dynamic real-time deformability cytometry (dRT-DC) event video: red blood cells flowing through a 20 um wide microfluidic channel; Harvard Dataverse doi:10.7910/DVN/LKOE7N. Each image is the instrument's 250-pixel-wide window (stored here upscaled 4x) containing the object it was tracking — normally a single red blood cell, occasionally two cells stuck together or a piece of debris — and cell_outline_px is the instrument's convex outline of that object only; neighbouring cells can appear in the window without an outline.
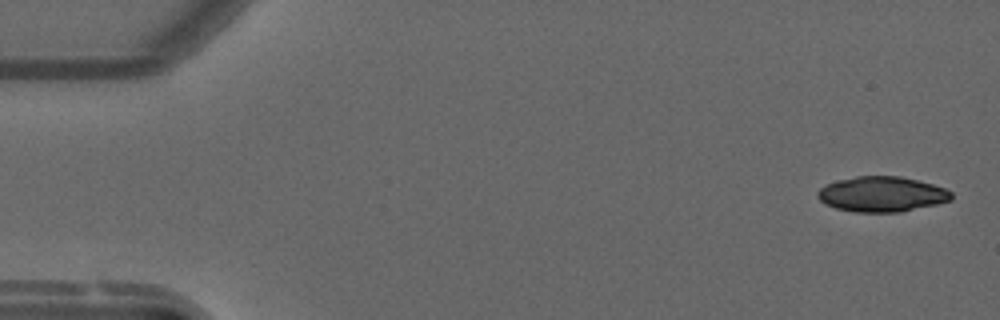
{"species": "common noctule bat (a hibernating species)", "species_latin": "Nyctalus noctula", "temperature_condition": "warm", "stored_images_in_passage": 8, "camera_frame_rate_fps": 3000, "um_per_image_px": 0.085, "animal": {"sex": "male", "forearm_length_mm": 52.5}, "frame": {"image": 1, "passage_image": 1, "time_ms": 0.0, "image_size_px": [1000, 320], "cell_outline_px": [[948, 196], [940, 200], [904, 208], [848, 208], [836, 204], [840, 200], [912, 184], [920, 184], [936, 188]], "centroid_in_image_um": [76.11, 16.81], "position_along_channel_um": 8.9, "area_um2": 12.02}}